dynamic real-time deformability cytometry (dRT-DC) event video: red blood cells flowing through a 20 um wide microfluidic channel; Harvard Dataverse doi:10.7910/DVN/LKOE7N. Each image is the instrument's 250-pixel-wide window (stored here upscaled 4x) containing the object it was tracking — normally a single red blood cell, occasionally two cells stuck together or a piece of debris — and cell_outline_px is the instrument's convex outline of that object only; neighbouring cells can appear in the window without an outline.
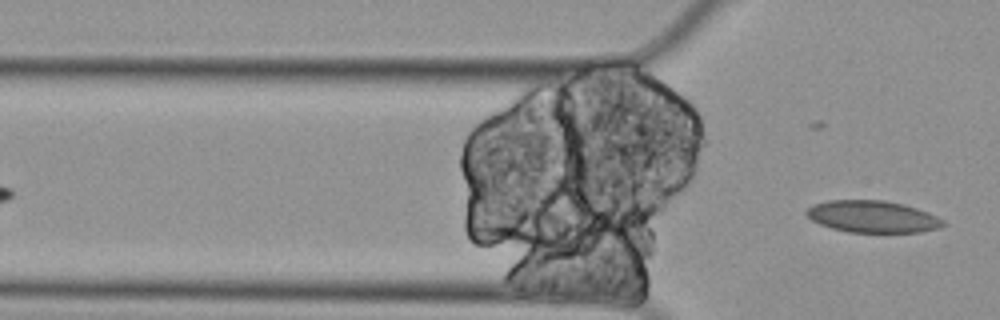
{"species": "Egyptian fruit bat (a non-hibernating species)", "species_latin": "Rousettus aegyptiacus", "temperature_condition": "cold", "stored_images_in_passage": 5, "camera_frame_rate_fps": 3000, "um_per_image_px": 0.085, "animal": {"sex": "female"}, "frame": {"image": 1, "passage_image": 5, "time_ms": 1.333, "image_size_px": [1000, 320], "cell_outline_px": [[948, 224], [936, 228], [920, 232], [848, 232], [832, 228], [820, 224], [812, 220], [804, 212], [812, 204], [828, 200], [884, 200], [904, 204], [916, 208], [936, 216], [944, 220]], "centroid_in_image_um": [74.15, 18.4], "position_along_channel_um": 51.7, "area_um2": 25.37}}